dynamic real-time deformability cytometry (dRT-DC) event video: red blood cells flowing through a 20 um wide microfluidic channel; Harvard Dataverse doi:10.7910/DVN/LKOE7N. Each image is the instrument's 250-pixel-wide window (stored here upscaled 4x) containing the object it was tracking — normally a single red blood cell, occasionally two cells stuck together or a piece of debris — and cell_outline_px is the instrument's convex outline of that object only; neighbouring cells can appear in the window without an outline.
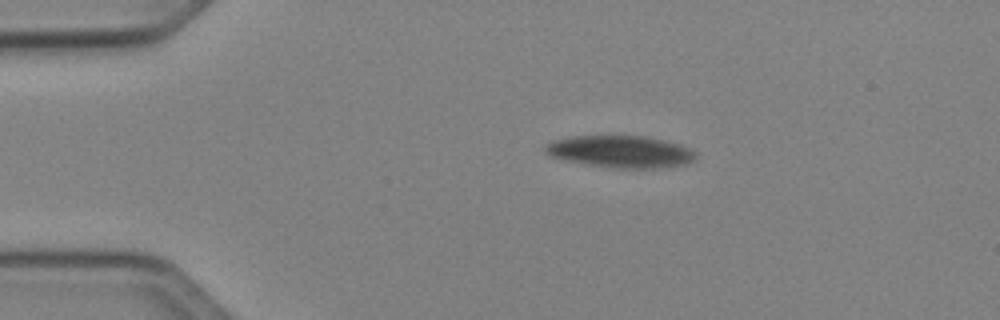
{"species": "Egyptian fruit bat (a non-hibernating species)", "species_latin": "Rousettus aegyptiacus", "temperature_condition": "cold", "stored_images_in_passage": 3, "camera_frame_rate_fps": 3000, "um_per_image_px": 0.085, "animal": {"sex": "female"}, "frame": {"image": 1, "passage_image": 1, "time_ms": 0.0, "image_size_px": [1000, 320], "cell_outline_px": [[696, 156], [692, 160], [684, 164], [648, 168], [620, 168], [592, 164], [552, 156], [544, 148], [552, 140], [572, 136], [644, 136], [664, 140], [680, 144], [696, 152]], "centroid_in_image_um": [52.79, 12.86], "position_along_channel_um": 32.2, "area_um2": 27.22}}